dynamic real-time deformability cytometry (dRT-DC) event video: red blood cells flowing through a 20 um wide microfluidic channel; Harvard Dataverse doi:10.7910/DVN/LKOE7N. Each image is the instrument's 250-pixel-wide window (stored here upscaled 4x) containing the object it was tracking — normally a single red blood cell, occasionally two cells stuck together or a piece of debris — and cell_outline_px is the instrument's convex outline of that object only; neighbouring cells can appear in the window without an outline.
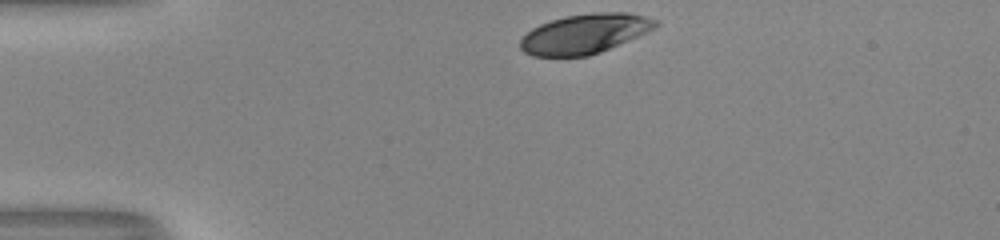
{"species": "human", "species_latin": "Homo sapiens", "temperature_condition": "room temperature", "stored_images_in_passage": 32, "camera_frame_rate_fps": 3000, "um_per_image_px": 0.085, "donor": {"sex": "male"}, "frame": {"image": 1, "passage_image": 1, "time_ms": 0.0, "image_size_px": [1000, 240], "cell_outline_px": [[660, 24], [656, 28], [648, 32], [600, 52], [588, 56], [532, 56], [524, 52], [520, 48], [520, 40], [532, 28], [540, 24], [564, 16], [592, 12], [628, 12], [660, 20]], "centroid_in_image_um": [49.74, 2.86], "position_along_channel_um": 35.3, "area_um2": 31.39}}
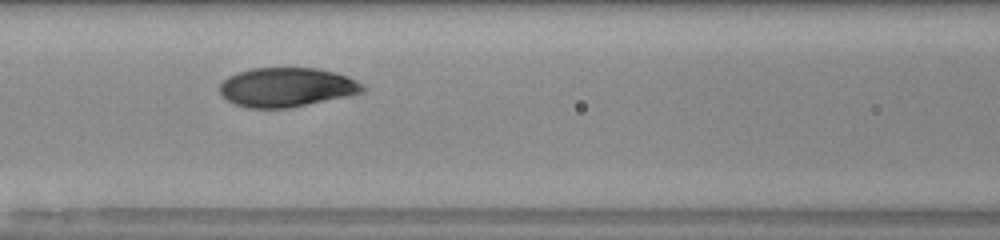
{"frame": {"image": 2, "passage_image": 13, "time_ms": 4.0, "image_size_px": [1000, 240], "cell_outline_px": [[368, 88], [364, 92], [348, 96], [288, 108], [248, 108], [236, 104], [228, 100], [220, 92], [220, 84], [228, 76], [252, 68], [316, 68], [336, 72], [356, 80], [364, 84]], "centroid_in_image_um": [24.41, 7.41], "position_along_channel_um": 142.2, "area_um2": 32.66}}
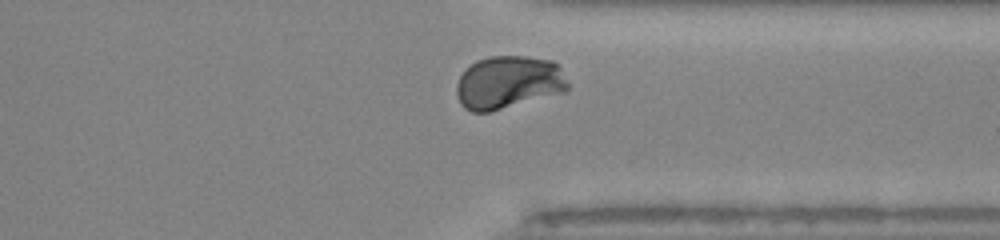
{"frame": {"image": 3, "passage_image": 30, "time_ms": 9.667, "image_size_px": [1000, 240], "cell_outline_px": [[568, 88], [564, 92], [488, 112], [472, 112], [464, 108], [460, 104], [456, 96], [456, 84], [464, 68], [476, 60], [488, 56], [524, 56], [552, 60], [560, 68], [568, 84]], "centroid_in_image_um": [43.16, 6.99], "position_along_channel_um": 368.2, "area_um2": 34.51}, "authors_computed_cell_mechanics": {"area_um2": 33.1483, "velocity_mm_per_s": 3.99, "shape_relaxation_time_tau1_ms": 3.8595, "shape_relaxation_time_tau2_ms": null, "deformation_change_tau1": 0.1686, "deformation_change_tau2": null}}